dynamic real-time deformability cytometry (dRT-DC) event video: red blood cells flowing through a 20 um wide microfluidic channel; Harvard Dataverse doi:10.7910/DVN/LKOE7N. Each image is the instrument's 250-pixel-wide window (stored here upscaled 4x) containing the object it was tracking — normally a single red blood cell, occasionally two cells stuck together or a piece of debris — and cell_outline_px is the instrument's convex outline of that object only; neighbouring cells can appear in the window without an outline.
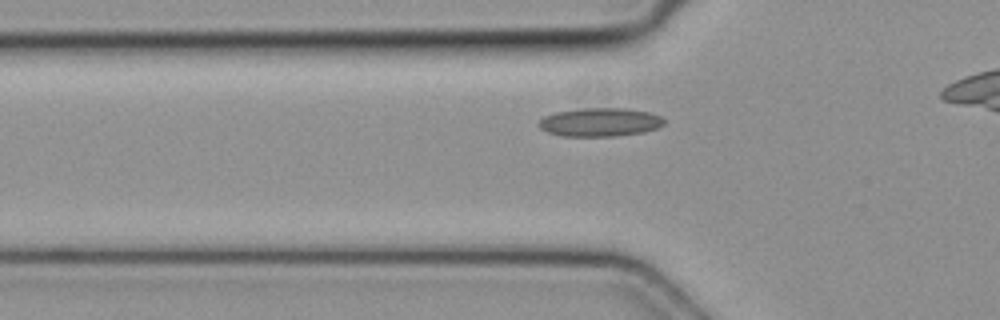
{"species": "common noctule bat (a hibernating species)", "species_latin": "Nyctalus noctula", "temperature_condition": "cold", "stored_images_in_passage": 6, "camera_frame_rate_fps": 3000, "um_per_image_px": 0.085, "animal": {"sex": "female", "body_mass_g": 19.3, "forearm_length_mm": 54.1}, "frame": {"image": 1, "passage_image": 6, "time_ms": 1.667, "image_size_px": [1000, 320], "cell_outline_px": [[664, 124], [656, 128], [644, 132], [612, 136], [560, 136], [548, 132], [540, 128], [536, 124], [544, 116], [556, 112], [584, 108], [624, 108], [648, 112], [660, 116], [664, 120]], "centroid_in_image_um": [50.96, 10.38], "position_along_channel_um": 74.8, "area_um2": 20.75}}